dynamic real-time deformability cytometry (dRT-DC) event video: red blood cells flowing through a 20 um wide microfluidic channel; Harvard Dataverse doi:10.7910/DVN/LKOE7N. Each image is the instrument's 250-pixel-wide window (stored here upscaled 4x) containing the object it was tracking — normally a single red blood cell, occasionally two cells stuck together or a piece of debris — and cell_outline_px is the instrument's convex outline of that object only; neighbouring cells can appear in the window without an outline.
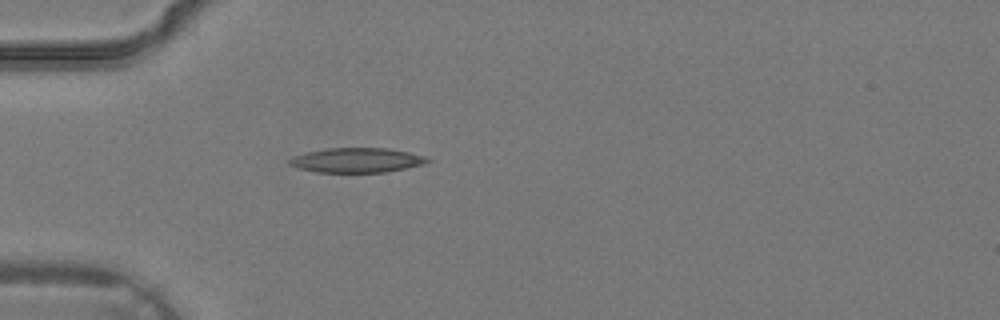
{"species": "common noctule bat (a hibernating species)", "species_latin": "Nyctalus noctula", "temperature_condition": "warm", "stored_images_in_passage": 26, "camera_frame_rate_fps": 3000, "um_per_image_px": 0.085, "animal": {"sex": "male", "body_mass_g": 19.2, "forearm_length_mm": 51.8}, "frame": {"image": 1, "passage_image": 1, "time_ms": 0.0, "image_size_px": [1000, 320], "cell_outline_px": [[432, 160], [424, 164], [388, 172], [316, 172], [300, 168], [288, 164], [288, 160], [296, 156], [308, 152], [324, 148], [388, 148], [428, 156]], "centroid_in_image_um": [30.39, 13.61], "position_along_channel_um": 54.6, "area_um2": 19.83}}
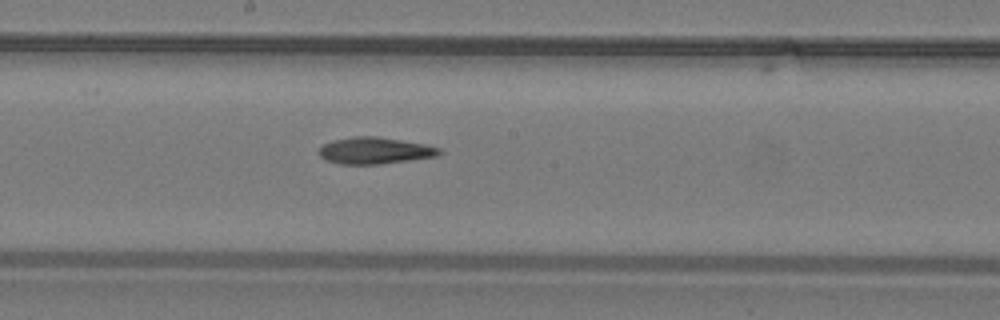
{"frame": {"image": 2, "passage_image": 10, "time_ms": 3.0, "image_size_px": [1000, 320], "cell_outline_px": [[444, 152], [436, 156], [408, 160], [376, 164], [340, 164], [324, 160], [316, 152], [324, 144], [332, 140], [352, 136], [376, 136], [424, 144], [440, 148]], "centroid_in_image_um": [31.81, 12.8], "position_along_channel_um": 216.4, "area_um2": 18.67}}
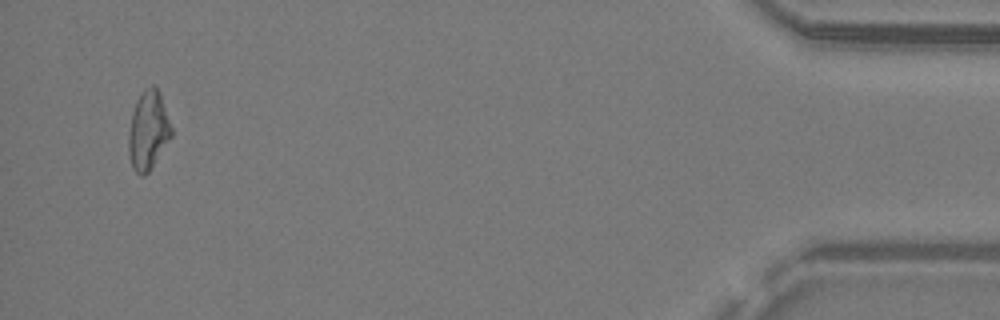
{"frame": {"image": 3, "passage_image": 25, "time_ms": 8.0, "image_size_px": [1000, 320], "cell_outline_px": [[172, 136], [152, 168], [144, 176], [140, 176], [132, 168], [128, 152], [128, 136], [132, 112], [136, 100], [144, 88], [152, 84], [160, 92], [172, 128]], "centroid_in_image_um": [12.59, 11.1], "position_along_channel_um": 422.6, "area_um2": 19.88}}